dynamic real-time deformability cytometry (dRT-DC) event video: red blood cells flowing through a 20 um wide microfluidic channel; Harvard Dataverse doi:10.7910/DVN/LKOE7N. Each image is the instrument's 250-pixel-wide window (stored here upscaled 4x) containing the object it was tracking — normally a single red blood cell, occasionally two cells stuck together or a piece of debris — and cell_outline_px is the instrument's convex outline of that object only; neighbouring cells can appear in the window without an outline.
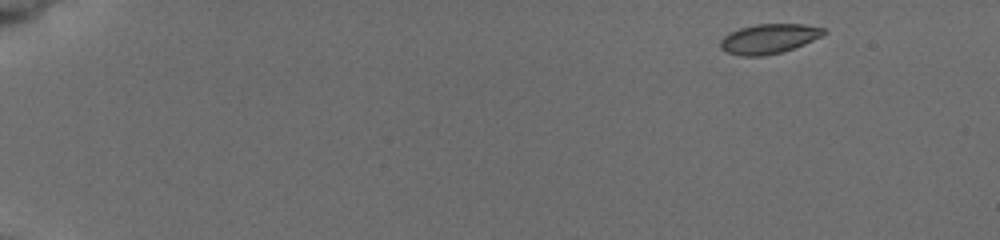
{"species": "common noctule bat (a hibernating species)", "species_latin": "Nyctalus noctula", "temperature_condition": "cold", "stored_images_in_passage": 7, "camera_frame_rate_fps": 3000, "um_per_image_px": 0.085, "animal": {"sex": "female", "body_mass_g": 19.5, "forearm_length_mm": 54.1}, "frame": {"image": 1, "passage_image": 1, "time_ms": 0.0, "image_size_px": [1000, 240], "cell_outline_px": [[828, 32], [804, 44], [784, 52], [764, 56], [740, 56], [728, 52], [720, 48], [720, 40], [728, 32], [740, 28], [756, 24], [804, 24], [828, 28]], "centroid_in_image_um": [65.37, 3.29], "position_along_channel_um": 19.6, "area_um2": 18.09}}
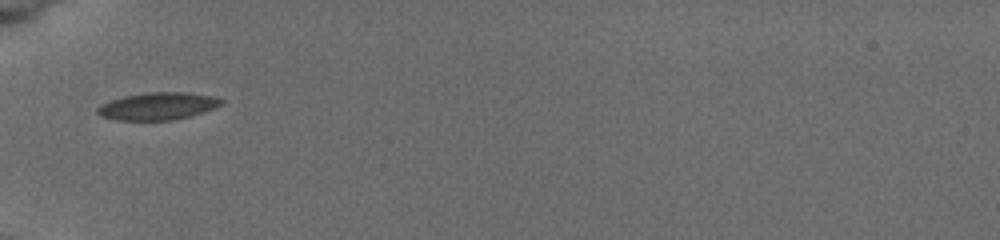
{"frame": {"image": 2, "passage_image": 6, "time_ms": 5.0, "image_size_px": [1000, 240], "cell_outline_px": [[224, 100], [220, 104], [212, 108], [188, 116], [172, 120], [116, 120], [100, 116], [96, 112], [96, 108], [100, 104], [124, 96], [148, 92], [184, 92], [212, 96]], "centroid_in_image_um": [13.33, 9.02], "position_along_channel_um": 71.7, "area_um2": 19.48}}